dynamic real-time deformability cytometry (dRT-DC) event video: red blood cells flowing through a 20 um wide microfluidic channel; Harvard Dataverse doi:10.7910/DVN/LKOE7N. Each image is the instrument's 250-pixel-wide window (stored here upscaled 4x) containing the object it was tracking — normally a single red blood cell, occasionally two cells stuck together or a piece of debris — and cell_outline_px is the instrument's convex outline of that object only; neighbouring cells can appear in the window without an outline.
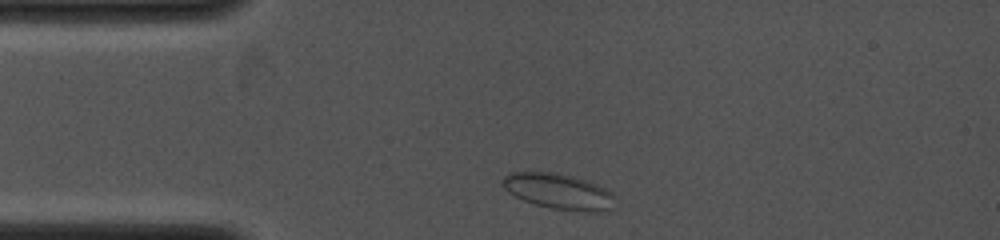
{"species": "common noctule bat (a hibernating species)", "species_latin": "Nyctalus noctula", "temperature_condition": "cold", "stored_images_in_passage": 11, "camera_frame_rate_fps": 4000, "um_per_image_px": 0.085, "animal": {"sex": "female", "body_mass_g": 19.0, "forearm_length_mm": 53.3}, "frame": {"image": 1, "passage_image": 1, "time_ms": 0.0, "image_size_px": [1000, 240], "cell_outline_px": [[616, 208], [608, 212], [584, 212], [552, 208], [536, 204], [524, 200], [508, 192], [500, 184], [500, 180], [504, 176], [512, 172], [556, 172], [572, 176], [596, 184], [612, 192], [616, 196]], "centroid_in_image_um": [47.55, 16.29], "position_along_channel_um": 37.5, "area_um2": 23.76}}
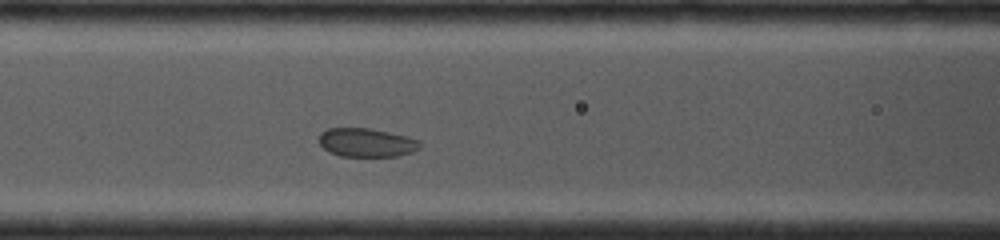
{"frame": {"image": 2, "passage_image": 7, "time_ms": 2.75, "image_size_px": [1000, 240], "cell_outline_px": [[420, 148], [412, 152], [400, 156], [340, 156], [328, 152], [320, 144], [320, 132], [328, 128], [368, 128], [408, 136], [420, 140]], "centroid_in_image_um": [31.17, 12.12], "position_along_channel_um": 135.4, "area_um2": 16.94}}
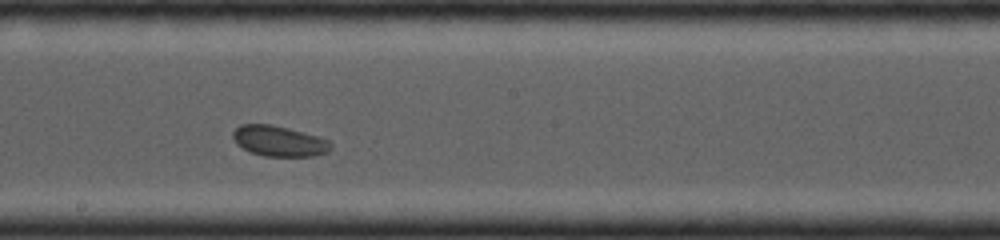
{"frame": {"image": 3, "passage_image": 10, "time_ms": 4.75, "image_size_px": [1000, 240], "cell_outline_px": [[332, 148], [328, 152], [312, 156], [264, 156], [252, 152], [236, 144], [232, 136], [232, 132], [240, 124], [272, 124], [288, 128], [316, 136], [328, 140], [332, 144]], "centroid_in_image_um": [23.71, 11.98], "position_along_channel_um": 224.5, "area_um2": 17.34}}